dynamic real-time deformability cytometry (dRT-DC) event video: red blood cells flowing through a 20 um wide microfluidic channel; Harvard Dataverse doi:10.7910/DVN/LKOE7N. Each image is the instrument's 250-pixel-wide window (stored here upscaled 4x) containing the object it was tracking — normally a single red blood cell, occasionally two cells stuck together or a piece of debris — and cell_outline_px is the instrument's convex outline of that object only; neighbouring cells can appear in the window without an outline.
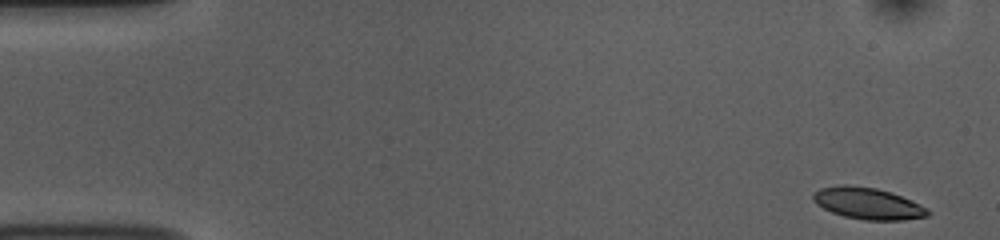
{"species": "common noctule bat (a hibernating species)", "species_latin": "Nyctalus noctula", "temperature_condition": "room temperature", "stored_images_in_passage": 52, "camera_frame_rate_fps": 3000, "um_per_image_px": 0.085, "animal": {"sex": "female", "body_mass_g": 10.0, "forearm_length_mm": 53.1}, "frame": {"image": 1, "passage_image": 1, "time_ms": 0.0, "image_size_px": [1000, 240], "cell_outline_px": [[932, 212], [928, 216], [904, 220], [864, 220], [844, 216], [832, 212], [816, 204], [812, 200], [812, 196], [820, 188], [844, 184], [848, 184], [876, 188], [892, 192], [912, 200], [928, 208]], "centroid_in_image_um": [73.8, 17.29], "position_along_channel_um": 11.2, "area_um2": 21.27}}
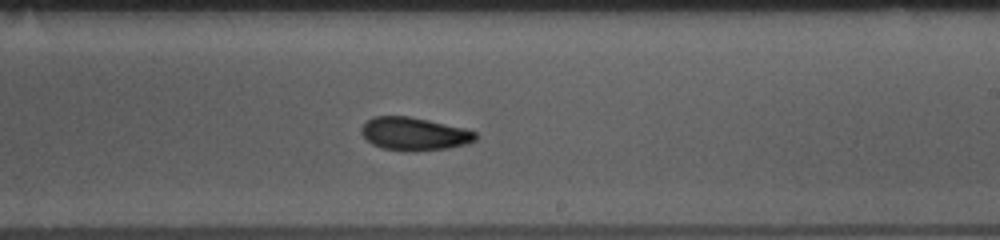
{"frame": {"image": 2, "passage_image": 30, "time_ms": 9.667, "image_size_px": [1000, 240], "cell_outline_px": [[476, 140], [464, 144], [448, 148], [416, 152], [408, 152], [384, 148], [372, 144], [360, 132], [360, 128], [372, 116], [408, 116], [428, 120], [464, 128], [476, 132]], "centroid_in_image_um": [35.19, 11.38], "position_along_channel_um": 253.8, "area_um2": 21.96}}
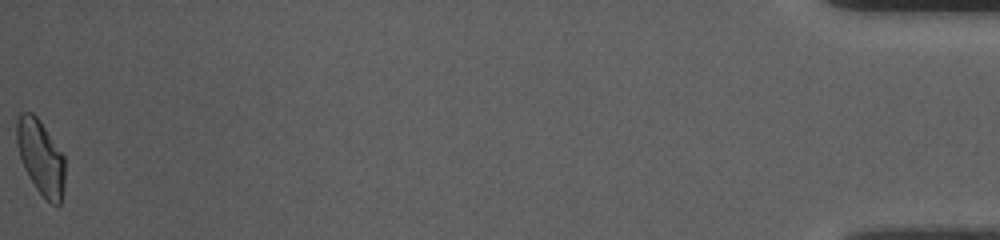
{"frame": {"image": 3, "passage_image": 52, "time_ms": 17.0, "image_size_px": [1000, 240], "cell_outline_px": [[64, 188], [60, 204], [56, 208], [36, 188], [28, 176], [24, 168], [16, 144], [16, 124], [20, 112], [32, 112], [40, 120], [64, 156]], "centroid_in_image_um": [3.45, 13.36], "position_along_channel_um": 431.7, "area_um2": 20.98}, "authors_computed_cell_mechanics": {"area_um2": 21.2993, "velocity_mm_per_s": 3.7559, "shape_relaxation_time_tau1_ms": 3.653, "shape_relaxation_time_tau2_ms": 2.9659, "deformation_change_tau1": 0.1315, "deformation_change_tau2": 0.073}}